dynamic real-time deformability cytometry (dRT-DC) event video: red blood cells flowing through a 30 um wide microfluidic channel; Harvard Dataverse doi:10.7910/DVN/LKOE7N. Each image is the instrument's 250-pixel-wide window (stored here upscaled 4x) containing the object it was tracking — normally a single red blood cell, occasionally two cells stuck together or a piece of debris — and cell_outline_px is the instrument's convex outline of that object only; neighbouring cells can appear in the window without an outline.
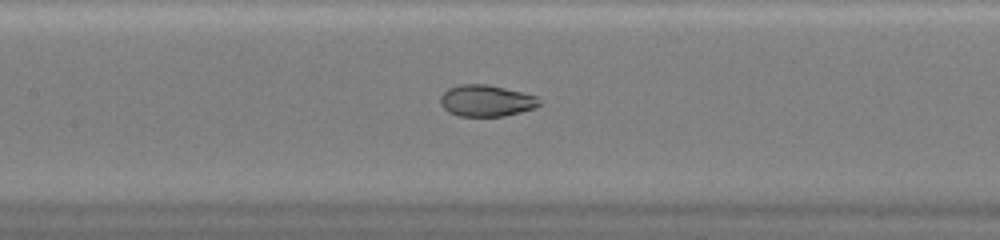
{"species": "common noctule bat (a hibernating species)", "species_latin": "Nyctalus noctula", "temperature_condition": "warm", "stored_images_in_passage": 37, "camera_frame_rate_fps": 3000, "um_per_image_px": 0.085, "animal": {"sex": "female", "body_mass_g": 20.0, "forearm_length_mm": 54.0}, "frame": {"image": 1, "passage_image": 13, "time_ms": 4.0, "image_size_px": [1000, 240], "cell_outline_px": [[544, 104], [536, 108], [504, 116], [460, 116], [448, 112], [440, 104], [440, 96], [448, 88], [460, 84], [488, 84], [524, 92], [536, 96]], "centroid_in_image_um": [41.37, 8.56], "position_along_channel_um": 166.0, "area_um2": 18.44}}
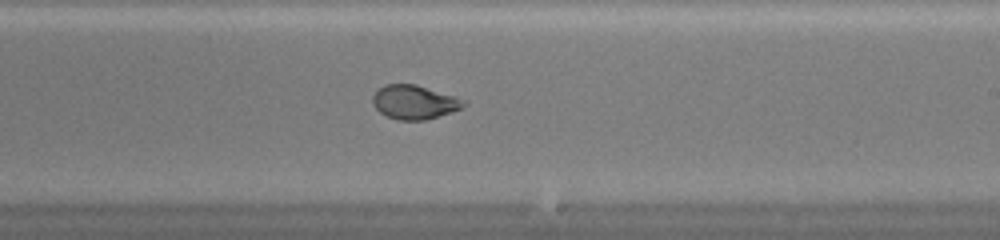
{"frame": {"image": 2, "passage_image": 19, "time_ms": 6.0, "image_size_px": [1000, 240], "cell_outline_px": [[468, 104], [452, 112], [424, 120], [396, 120], [380, 112], [372, 104], [372, 96], [384, 84], [416, 84], [456, 96], [464, 100]], "centroid_in_image_um": [35.22, 8.68], "position_along_channel_um": 253.8, "area_um2": 18.03}}
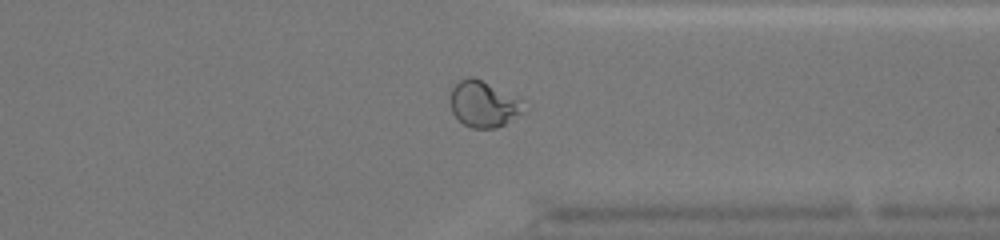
{"frame": {"image": 3, "passage_image": 27, "time_ms": 8.667, "image_size_px": [1000, 240], "cell_outline_px": [[520, 112], [504, 124], [496, 128], [472, 128], [464, 124], [452, 112], [448, 100], [452, 88], [460, 80], [468, 76], [472, 76], [480, 80], [516, 100]], "centroid_in_image_um": [40.91, 8.86], "position_along_channel_um": 370.5, "area_um2": 18.44}}